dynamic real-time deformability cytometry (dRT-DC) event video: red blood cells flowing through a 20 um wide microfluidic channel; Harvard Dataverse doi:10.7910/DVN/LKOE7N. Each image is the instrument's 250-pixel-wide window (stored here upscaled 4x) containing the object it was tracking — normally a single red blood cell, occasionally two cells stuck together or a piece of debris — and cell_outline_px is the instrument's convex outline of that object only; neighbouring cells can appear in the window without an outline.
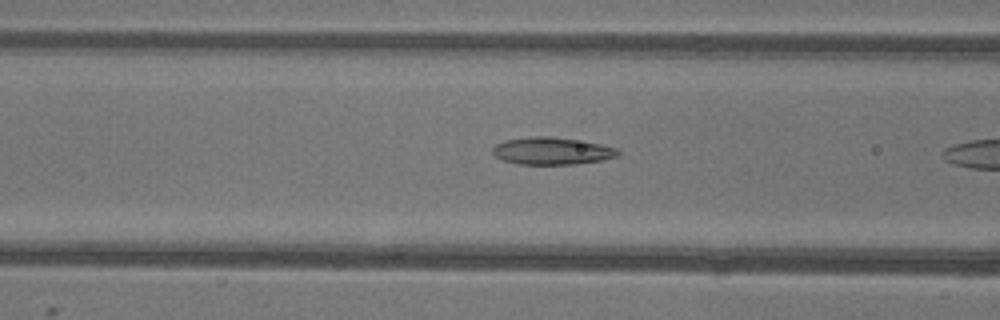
{"species": "common noctule bat (a hibernating species)", "species_latin": "Nyctalus noctula", "temperature_condition": "warm", "stored_images_in_passage": 18, "camera_frame_rate_fps": 3000, "um_per_image_px": 0.085, "animal": {"sex": "female"}, "frame": {"image": 1, "passage_image": 16, "time_ms": 5.0, "image_size_px": [1000, 320], "cell_outline_px": [[620, 156], [600, 160], [572, 164], [520, 164], [504, 160], [496, 156], [492, 152], [492, 148], [496, 144], [504, 140], [532, 136], [552, 136], [600, 144], [616, 148], [620, 152]], "centroid_in_image_um": [46.9, 12.82], "position_along_channel_um": 119.7, "area_um2": 19.77}}